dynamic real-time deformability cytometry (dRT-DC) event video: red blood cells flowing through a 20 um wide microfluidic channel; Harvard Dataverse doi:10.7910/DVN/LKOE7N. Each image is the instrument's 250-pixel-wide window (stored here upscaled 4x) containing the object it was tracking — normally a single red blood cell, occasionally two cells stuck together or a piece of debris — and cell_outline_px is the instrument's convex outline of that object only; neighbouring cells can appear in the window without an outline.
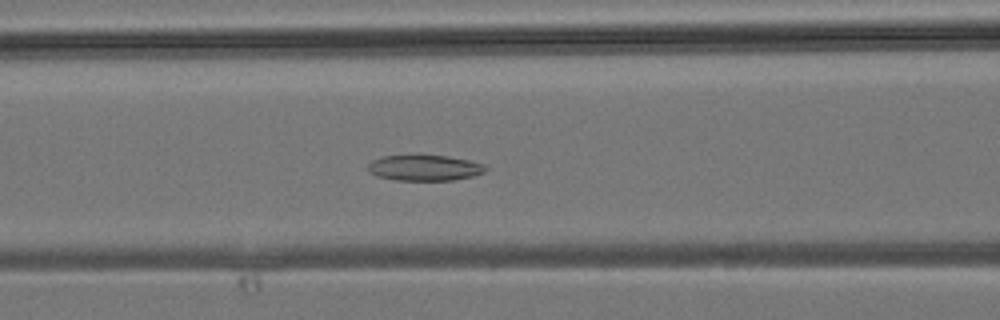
{"species": "common noctule bat (a hibernating species)", "species_latin": "Nyctalus noctula", "temperature_condition": "room temperature", "stored_images_in_passage": 31, "camera_frame_rate_fps": 3000, "um_per_image_px": 0.085, "animal": {"sex": "male", "body_mass_g": 19.2, "forearm_length_mm": 51.8}, "frame": {"image": 1, "passage_image": 9, "time_ms": 2.667, "image_size_px": [1000, 320], "cell_outline_px": [[488, 168], [484, 172], [472, 176], [452, 180], [396, 180], [376, 176], [368, 172], [368, 164], [372, 160], [384, 156], [416, 152], [448, 156], [468, 160], [484, 164]], "centroid_in_image_um": [36.04, 14.22], "position_along_channel_um": 130.6, "area_um2": 18.38}}
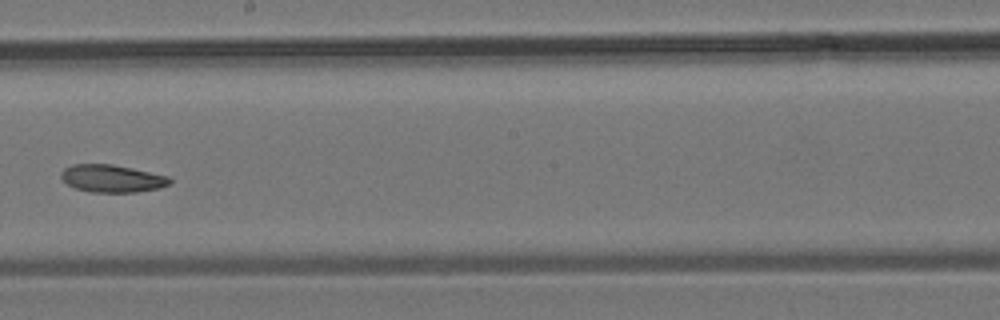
{"frame": {"image": 2, "passage_image": 15, "time_ms": 4.667, "image_size_px": [1000, 320], "cell_outline_px": [[172, 180], [168, 184], [160, 188], [136, 192], [92, 192], [76, 188], [68, 184], [60, 176], [60, 172], [64, 168], [72, 164], [112, 164], [132, 168], [168, 176]], "centroid_in_image_um": [9.51, 15.16], "position_along_channel_um": 238.7, "area_um2": 17.34}}
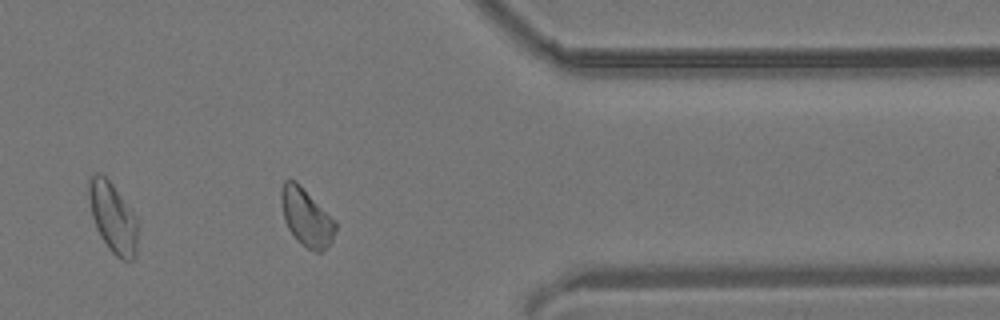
{"frame": {"image": 3, "passage_image": 24, "time_ms": 7.667, "image_size_px": [1000, 320], "cell_outline_px": [[336, 228], [332, 240], [320, 252], [316, 252], [300, 244], [296, 240], [288, 228], [284, 220], [280, 200], [280, 192], [284, 180], [296, 180], [336, 220]], "centroid_in_image_um": [26.03, 18.45], "position_along_channel_um": 385.4, "area_um2": 18.32}}